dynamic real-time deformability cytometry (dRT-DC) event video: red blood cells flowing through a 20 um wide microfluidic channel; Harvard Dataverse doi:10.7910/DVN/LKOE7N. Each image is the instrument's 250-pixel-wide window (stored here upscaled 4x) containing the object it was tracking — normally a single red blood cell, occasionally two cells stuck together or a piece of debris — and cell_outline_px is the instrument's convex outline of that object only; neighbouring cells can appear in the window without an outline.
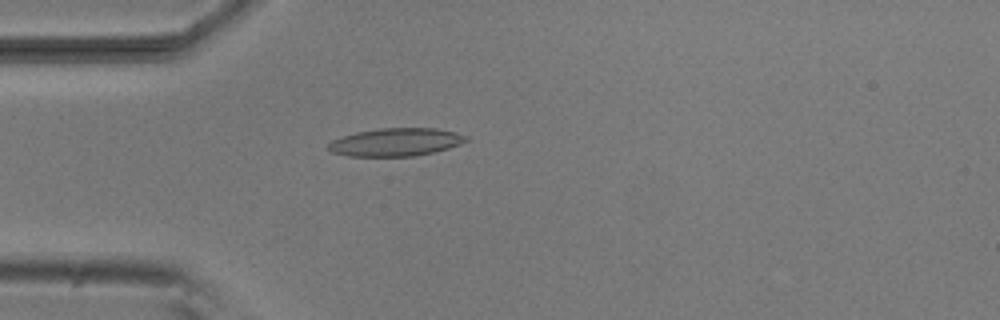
{"species": "common noctule bat (a hibernating species)", "species_latin": "Nyctalus noctula", "temperature_condition": "room temperature", "stored_images_in_passage": 40, "camera_frame_rate_fps": 3000, "um_per_image_px": 0.085, "animal": {"sex": "male", "body_mass_g": 20.5, "forearm_length_mm": 52.5}, "frame": {"image": 1, "passage_image": 2, "time_ms": 0.333, "image_size_px": [1000, 320], "cell_outline_px": [[468, 140], [460, 144], [436, 152], [416, 156], [348, 156], [332, 152], [328, 148], [328, 144], [332, 140], [356, 132], [380, 128], [436, 128], [456, 132], [468, 136]], "centroid_in_image_um": [33.68, 12.08], "position_along_channel_um": 51.3, "area_um2": 22.48}}
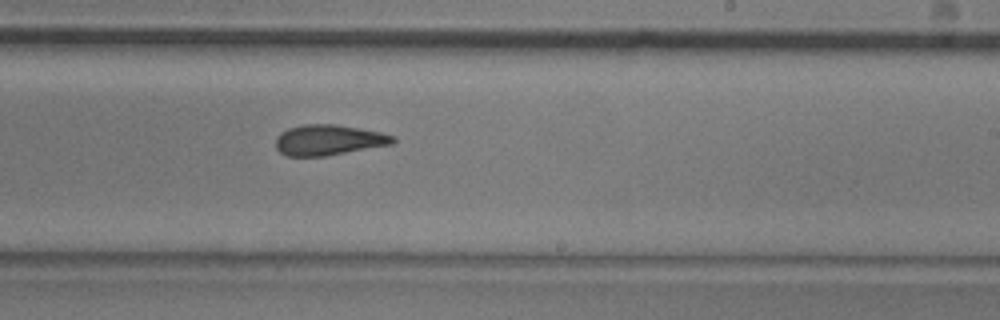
{"frame": {"image": 2, "passage_image": 19, "time_ms": 6.0, "image_size_px": [1000, 320], "cell_outline_px": [[396, 140], [392, 144], [324, 156], [288, 156], [280, 152], [276, 148], [276, 136], [280, 132], [288, 128], [304, 124], [336, 124], [380, 132], [396, 136]], "centroid_in_image_um": [27.91, 11.89], "position_along_channel_um": 261.1, "area_um2": 20.81}}
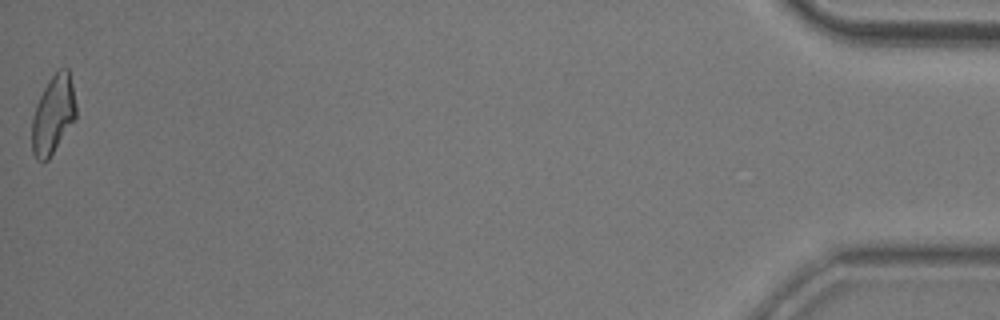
{"frame": {"image": 3, "passage_image": 40, "time_ms": 13.0, "image_size_px": [1000, 320], "cell_outline_px": [[76, 116], [48, 160], [44, 164], [36, 160], [32, 152], [32, 120], [36, 104], [48, 80], [60, 68], [68, 68], [72, 84], [76, 104]], "centroid_in_image_um": [4.5, 9.77], "position_along_channel_um": 430.7, "area_um2": 20.0}, "authors_computed_cell_mechanics": {"area_um2": 20.9236, "velocity_mm_per_s": 3.8406, "shape_relaxation_time_tau1_ms": null, "shape_relaxation_time_tau2_ms": 2.1567, "deformation_change_tau1": null, "deformation_change_tau2": 0.1048}}